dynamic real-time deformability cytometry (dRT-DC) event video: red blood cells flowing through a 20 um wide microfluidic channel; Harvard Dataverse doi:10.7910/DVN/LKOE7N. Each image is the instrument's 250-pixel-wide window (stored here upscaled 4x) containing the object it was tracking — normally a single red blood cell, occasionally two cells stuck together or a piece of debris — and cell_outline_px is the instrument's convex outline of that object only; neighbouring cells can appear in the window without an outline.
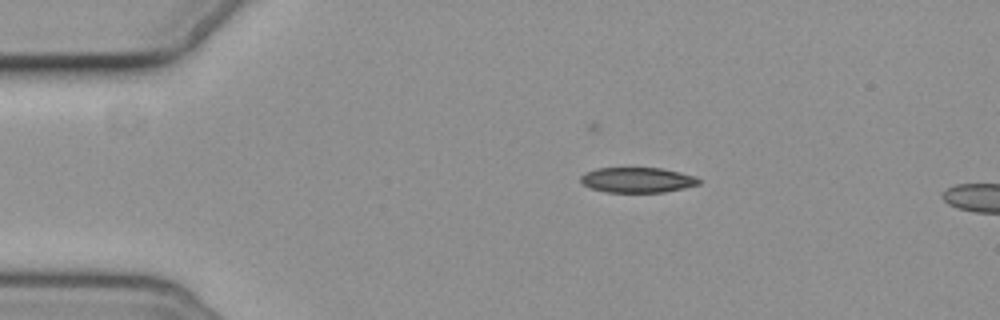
{"species": "common noctule bat (a hibernating species)", "species_latin": "Nyctalus noctula", "temperature_condition": "cold", "stored_images_in_passage": 2, "camera_frame_rate_fps": 3000, "um_per_image_px": 0.085, "animal": {"sex": "female", "body_mass_g": 19.3, "forearm_length_mm": 54.1}, "frame": {"image": 1, "passage_image": 1, "time_ms": 0.0, "image_size_px": [1000, 320], "cell_outline_px": [[700, 184], [684, 188], [664, 192], [608, 192], [592, 188], [584, 184], [580, 180], [580, 176], [584, 172], [596, 168], [664, 168], [696, 176], [700, 180]], "centroid_in_image_um": [54.19, 15.29], "position_along_channel_um": 30.8, "area_um2": 17.4}}